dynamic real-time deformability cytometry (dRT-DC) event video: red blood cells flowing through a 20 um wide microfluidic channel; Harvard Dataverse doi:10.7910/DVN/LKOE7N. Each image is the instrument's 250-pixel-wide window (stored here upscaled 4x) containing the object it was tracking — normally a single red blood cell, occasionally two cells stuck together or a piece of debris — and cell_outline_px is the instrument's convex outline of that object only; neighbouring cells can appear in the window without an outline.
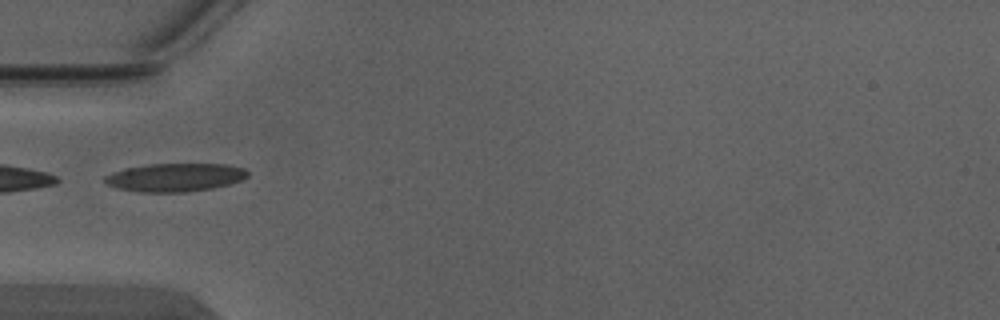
{"species": "Egyptian fruit bat (a non-hibernating species)", "species_latin": "Rousettus aegyptiacus", "temperature_condition": "warm", "stored_images_in_passage": 1, "camera_frame_rate_fps": 3000, "um_per_image_px": 0.085, "animal": {"sex": "male"}, "frame": {"image": 1, "passage_image": 1, "time_ms": 0.0, "image_size_px": [1000, 320], "cell_outline_px": [[248, 176], [244, 180], [212, 188], [184, 192], [136, 192], [116, 188], [108, 184], [104, 180], [104, 176], [112, 172], [124, 168], [148, 164], [224, 164], [244, 168], [248, 172]], "centroid_in_image_um": [14.86, 15.08], "position_along_channel_um": 70.1, "area_um2": 23.64}}